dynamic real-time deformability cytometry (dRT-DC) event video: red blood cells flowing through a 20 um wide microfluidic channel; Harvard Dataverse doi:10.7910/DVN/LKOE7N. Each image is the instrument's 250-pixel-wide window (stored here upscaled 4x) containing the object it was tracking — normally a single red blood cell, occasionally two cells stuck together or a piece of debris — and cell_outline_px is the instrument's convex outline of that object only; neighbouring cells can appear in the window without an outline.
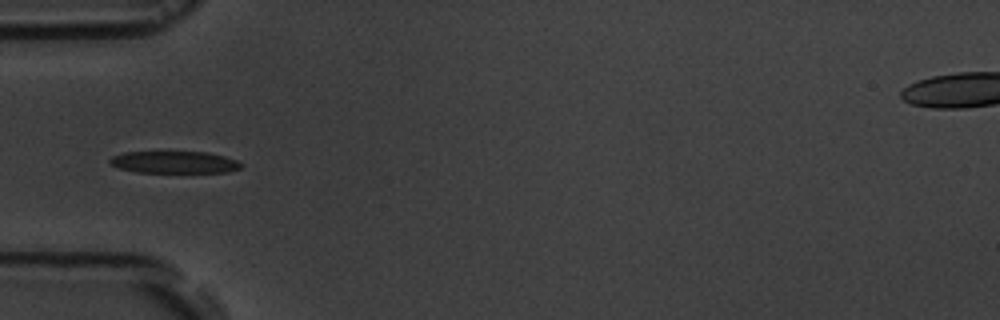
{"species": "common noctule bat (a hibernating species)", "species_latin": "Nyctalus noctula", "temperature_condition": "room temperature", "stored_images_in_passage": 8, "camera_frame_rate_fps": 3000, "um_per_image_px": 0.085, "animal": {"sex": "male", "body_mass_g": 19.5, "forearm_length_mm": 54.6}, "frame": {"image": 1, "passage_image": 4, "time_ms": 4.333, "image_size_px": [1000, 320], "cell_outline_px": [[244, 164], [240, 168], [228, 172], [136, 172], [120, 168], [108, 164], [108, 160], [112, 156], [124, 152], [208, 152], [224, 156], [236, 160]], "centroid_in_image_um": [14.8, 13.78], "position_along_channel_um": 70.2, "area_um2": 16.88}}
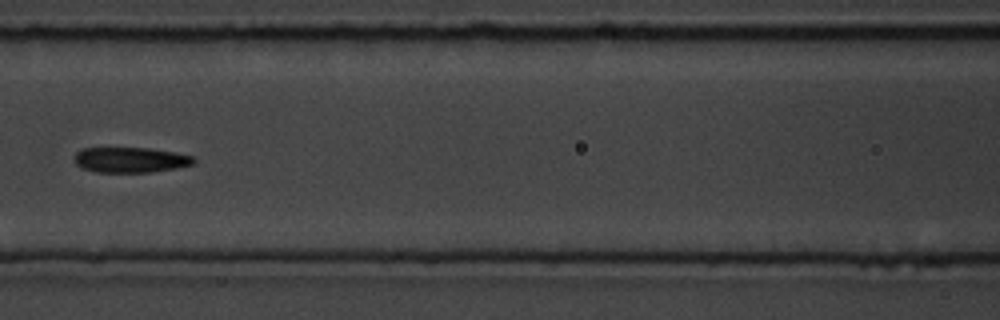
{"frame": {"image": 2, "passage_image": 6, "time_ms": 6.667, "image_size_px": [1000, 320], "cell_outline_px": [[196, 160], [192, 164], [176, 168], [152, 172], [96, 172], [80, 168], [76, 164], [76, 152], [80, 148], [148, 148], [176, 152], [192, 156]], "centroid_in_image_um": [11.08, 13.59], "position_along_channel_um": 155.5, "area_um2": 17.63}}
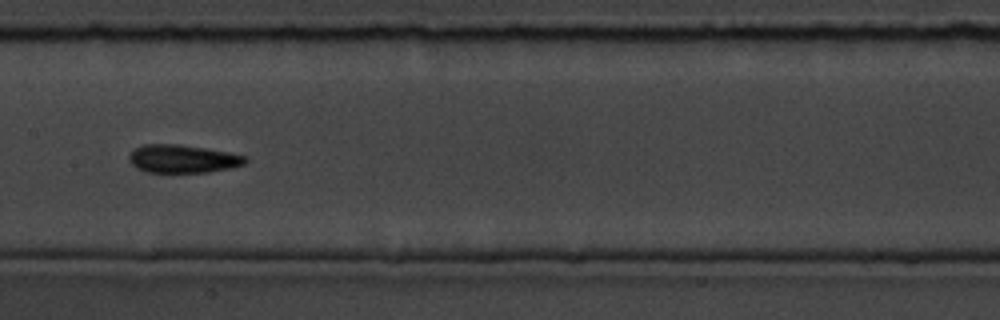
{"frame": {"image": 3, "passage_image": 7, "time_ms": 7.667, "image_size_px": [1000, 320], "cell_outline_px": [[248, 160], [244, 164], [232, 168], [208, 172], [148, 172], [136, 168], [128, 160], [128, 156], [136, 148], [144, 144], [180, 144], [228, 152], [244, 156]], "centroid_in_image_um": [15.52, 13.5], "position_along_channel_um": 191.9, "area_um2": 18.96}}